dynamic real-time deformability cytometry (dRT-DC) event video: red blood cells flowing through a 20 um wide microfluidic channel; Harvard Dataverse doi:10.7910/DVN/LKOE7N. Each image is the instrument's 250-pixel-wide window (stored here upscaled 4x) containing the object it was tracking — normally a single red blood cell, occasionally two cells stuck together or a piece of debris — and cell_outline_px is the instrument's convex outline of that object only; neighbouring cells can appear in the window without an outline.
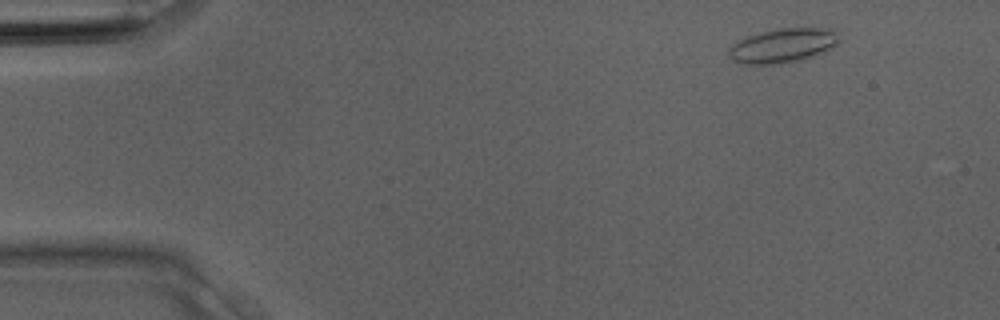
{"species": "Egyptian fruit bat (a non-hibernating species)", "species_latin": "Rousettus aegyptiacus", "temperature_condition": "room temperature", "stored_images_in_passage": 3, "camera_frame_rate_fps": 3000, "um_per_image_px": 0.085, "animal": {"sex": "male"}, "frame": {"image": 1, "passage_image": 1, "time_ms": 0.0, "image_size_px": [1000, 320], "cell_outline_px": [[840, 40], [832, 48], [824, 52], [800, 60], [780, 64], [748, 64], [732, 60], [728, 52], [728, 48], [736, 40], [748, 36], [780, 28], [836, 28]], "centroid_in_image_um": [66.57, 3.86], "position_along_channel_um": 18.4, "area_um2": 22.14}}